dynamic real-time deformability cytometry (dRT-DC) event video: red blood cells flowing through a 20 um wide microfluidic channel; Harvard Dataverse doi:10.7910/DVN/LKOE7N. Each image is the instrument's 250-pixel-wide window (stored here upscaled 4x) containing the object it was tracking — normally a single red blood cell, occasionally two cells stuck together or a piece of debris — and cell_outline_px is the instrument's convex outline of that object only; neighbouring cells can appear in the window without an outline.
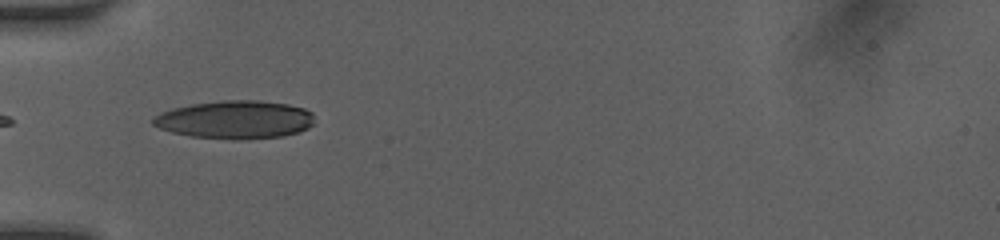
{"species": "human", "species_latin": "Homo sapiens", "temperature_condition": "room temperature", "stored_images_in_passage": 34, "camera_frame_rate_fps": 3000, "um_per_image_px": 0.085, "donor": {"sex": "female"}, "frame": {"image": 1, "passage_image": 1, "time_ms": 0.0, "image_size_px": [1000, 240], "cell_outline_px": [[312, 124], [308, 128], [296, 132], [280, 136], [240, 140], [232, 140], [192, 136], [172, 132], [160, 128], [152, 124], [152, 120], [160, 112], [172, 108], [192, 104], [224, 100], [260, 100], [288, 104], [304, 108], [312, 112]], "centroid_in_image_um": [19.97, 10.17], "position_along_channel_um": 65.0, "area_um2": 35.78}}
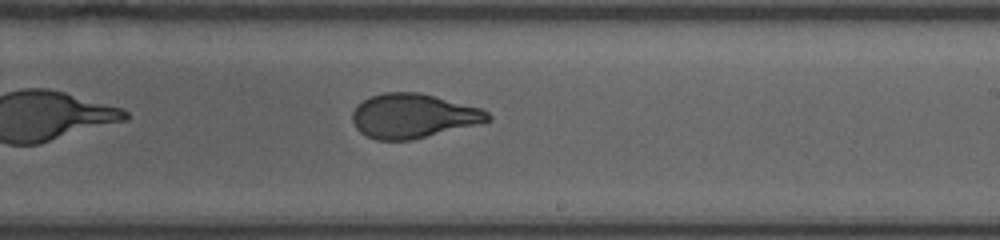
{"frame": {"image": 2, "passage_image": 15, "time_ms": 4.667, "image_size_px": [1000, 240], "cell_outline_px": [[492, 120], [412, 140], [376, 140], [360, 132], [356, 128], [352, 120], [352, 112], [364, 100], [372, 96], [384, 92], [420, 92], [480, 108], [488, 112], [492, 116]], "centroid_in_image_um": [35.11, 9.85], "position_along_channel_um": 253.9, "area_um2": 34.68}}
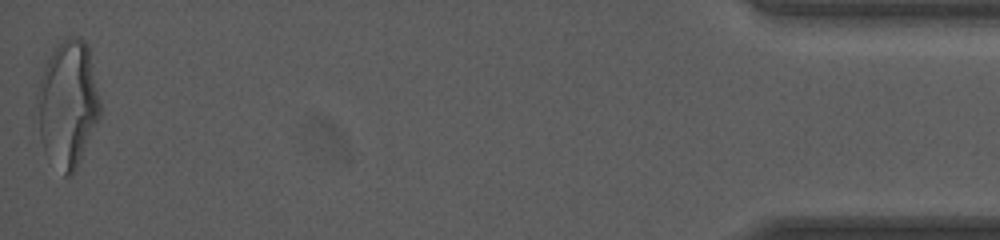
{"frame": {"image": 3, "passage_image": 34, "time_ms": 11.0, "image_size_px": [1000, 240], "cell_outline_px": [[100, 120], [72, 176], [64, 176], [40, 136], [36, 96], [40, 76], [56, 44], [60, 40], [72, 36], [80, 36], [88, 44], [100, 100]], "centroid_in_image_um": [5.8, 8.74], "position_along_channel_um": 429.4, "area_um2": 45.95}, "authors_computed_cell_mechanics": {"area_um2": 35.7782, "velocity_mm_per_s": 4.1094, "shape_relaxation_time_tau1_ms": 3.514, "shape_relaxation_time_tau2_ms": 0.6966, "deformation_change_tau1": 0.1734, "deformation_change_tau2": 0.0588}}